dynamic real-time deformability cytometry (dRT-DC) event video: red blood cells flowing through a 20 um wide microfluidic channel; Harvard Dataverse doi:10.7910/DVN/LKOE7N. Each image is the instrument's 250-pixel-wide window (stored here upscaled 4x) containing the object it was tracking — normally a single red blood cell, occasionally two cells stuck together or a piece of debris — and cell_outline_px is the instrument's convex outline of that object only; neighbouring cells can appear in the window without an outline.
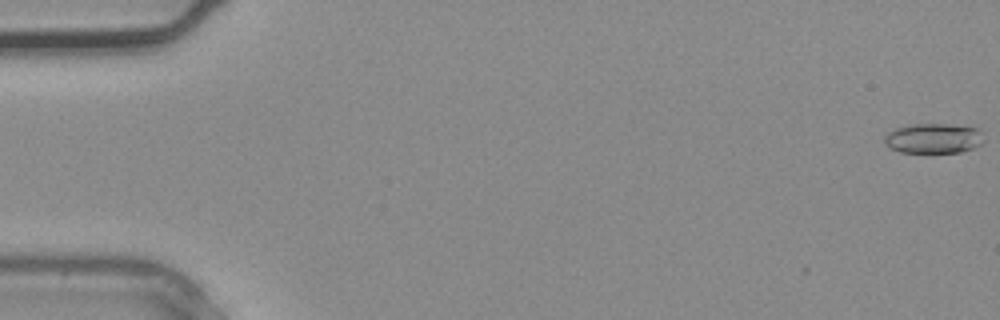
{"species": "common noctule bat (a hibernating species)", "species_latin": "Nyctalus noctula", "temperature_condition": "warm", "stored_images_in_passage": 7, "camera_frame_rate_fps": 3000, "um_per_image_px": 0.085, "animal": {"sex": "male", "body_mass_g": 20.4}, "frame": {"image": 1, "passage_image": 1, "time_ms": 0.0, "image_size_px": [1000, 320], "cell_outline_px": [[984, 140], [980, 144], [972, 148], [960, 152], [900, 152], [884, 144], [884, 136], [888, 132], [896, 128], [912, 124], [948, 124], [976, 128], [980, 132]], "centroid_in_image_um": [79.31, 11.76], "position_along_channel_um": 5.7, "area_um2": 17.17}}